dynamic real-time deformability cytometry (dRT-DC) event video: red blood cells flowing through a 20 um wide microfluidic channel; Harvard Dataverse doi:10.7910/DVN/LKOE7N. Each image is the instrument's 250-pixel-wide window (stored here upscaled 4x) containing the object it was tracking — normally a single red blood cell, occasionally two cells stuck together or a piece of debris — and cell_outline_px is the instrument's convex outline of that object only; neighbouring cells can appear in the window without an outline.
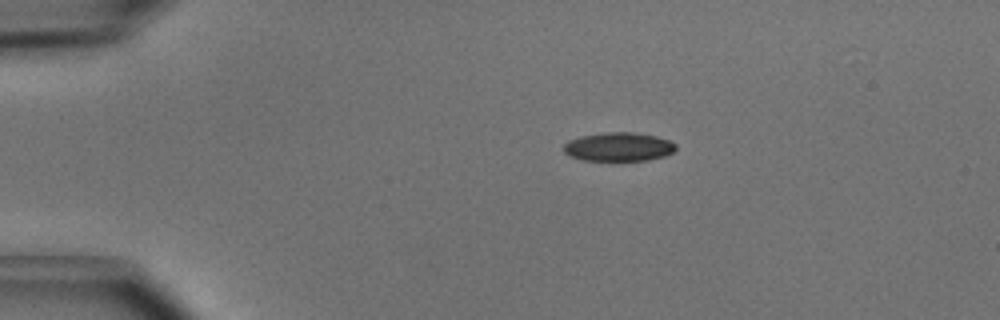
{"species": "common noctule bat (a hibernating species)", "species_latin": "Nyctalus noctula", "temperature_condition": "cold", "stored_images_in_passage": 4, "camera_frame_rate_fps": 3000, "um_per_image_px": 0.085, "animal": {"sex": "male", "body_mass_g": 15.6}, "frame": {"image": 1, "passage_image": 1, "time_ms": 0.0, "image_size_px": [1000, 320], "cell_outline_px": [[676, 148], [672, 152], [664, 156], [648, 160], [580, 160], [568, 156], [564, 152], [564, 144], [568, 140], [580, 136], [604, 132], [632, 132], [656, 136], [668, 140], [676, 144]], "centroid_in_image_um": [52.54, 12.48], "position_along_channel_um": 32.5, "area_um2": 18.84}}
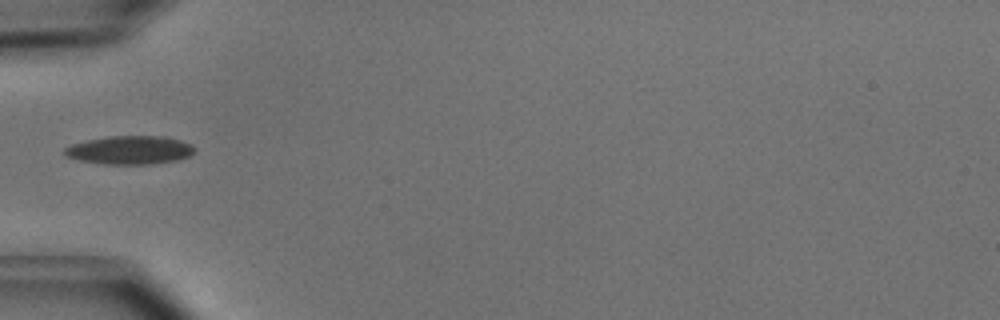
{"frame": {"image": 2, "passage_image": 3, "time_ms": 0.667, "image_size_px": [1000, 320], "cell_outline_px": [[196, 152], [180, 160], [152, 164], [104, 164], [80, 160], [64, 156], [64, 148], [72, 144], [88, 140], [108, 136], [164, 136], [180, 140], [192, 144], [196, 148]], "centroid_in_image_um": [11.08, 12.76], "position_along_channel_um": 73.9, "area_um2": 21.73}}